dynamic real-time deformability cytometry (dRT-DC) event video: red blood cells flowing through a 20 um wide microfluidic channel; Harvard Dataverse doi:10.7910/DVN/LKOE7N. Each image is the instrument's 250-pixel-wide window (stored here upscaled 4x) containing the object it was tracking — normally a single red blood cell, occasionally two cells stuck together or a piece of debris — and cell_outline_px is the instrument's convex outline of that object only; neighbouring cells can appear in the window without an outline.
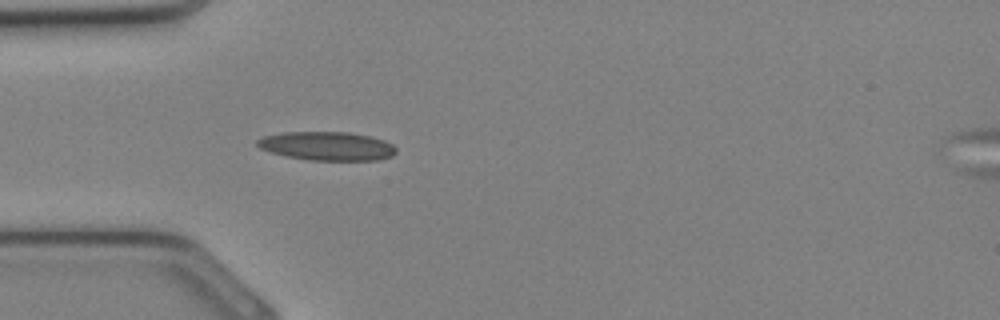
{"species": "Egyptian fruit bat (a non-hibernating species)", "species_latin": "Rousettus aegyptiacus", "temperature_condition": "cold", "stored_images_in_passage": 25, "camera_frame_rate_fps": 3000, "um_per_image_px": 0.085, "animal": {"sex": "female"}, "frame": {"image": 1, "passage_image": 3, "time_ms": 0.667, "image_size_px": [1000, 320], "cell_outline_px": [[396, 152], [392, 156], [376, 160], [308, 160], [288, 156], [272, 152], [260, 148], [256, 144], [256, 140], [264, 136], [284, 132], [348, 132], [368, 136], [384, 140], [392, 144], [396, 148]], "centroid_in_image_um": [27.8, 12.41], "position_along_channel_um": 57.2, "area_um2": 23.06}}
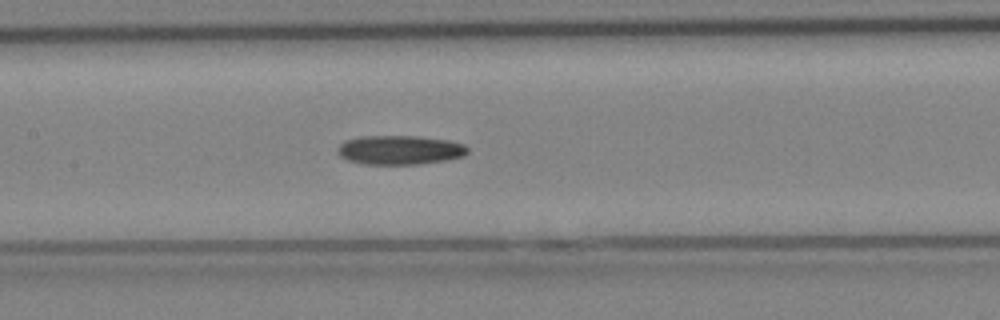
{"frame": {"image": 2, "passage_image": 9, "time_ms": 2.667, "image_size_px": [1000, 320], "cell_outline_px": [[468, 152], [464, 156], [444, 160], [416, 164], [364, 164], [348, 160], [340, 156], [336, 152], [336, 148], [344, 140], [360, 136], [416, 136], [448, 140], [464, 144], [468, 148]], "centroid_in_image_um": [33.94, 12.74], "position_along_channel_um": 173.5, "area_um2": 22.14}}
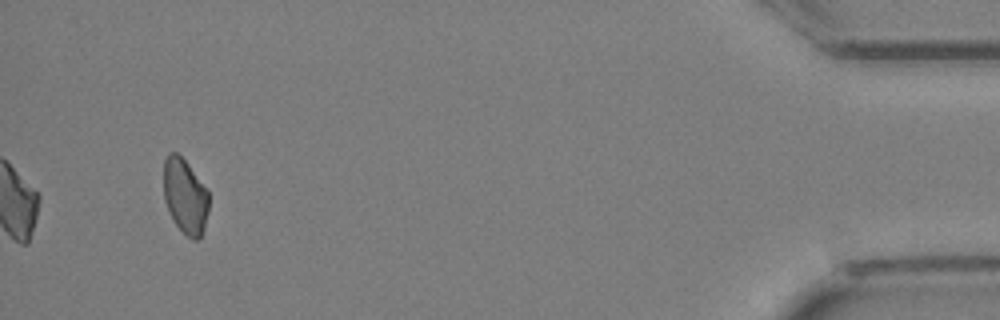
{"frame": {"image": 3, "passage_image": 25, "time_ms": 8.0, "image_size_px": [1000, 320], "cell_outline_px": [[208, 212], [204, 228], [200, 236], [196, 240], [192, 240], [172, 220], [164, 200], [164, 160], [168, 152], [176, 152], [188, 164], [208, 192]], "centroid_in_image_um": [15.71, 16.67], "position_along_channel_um": 419.5, "area_um2": 19.54}}